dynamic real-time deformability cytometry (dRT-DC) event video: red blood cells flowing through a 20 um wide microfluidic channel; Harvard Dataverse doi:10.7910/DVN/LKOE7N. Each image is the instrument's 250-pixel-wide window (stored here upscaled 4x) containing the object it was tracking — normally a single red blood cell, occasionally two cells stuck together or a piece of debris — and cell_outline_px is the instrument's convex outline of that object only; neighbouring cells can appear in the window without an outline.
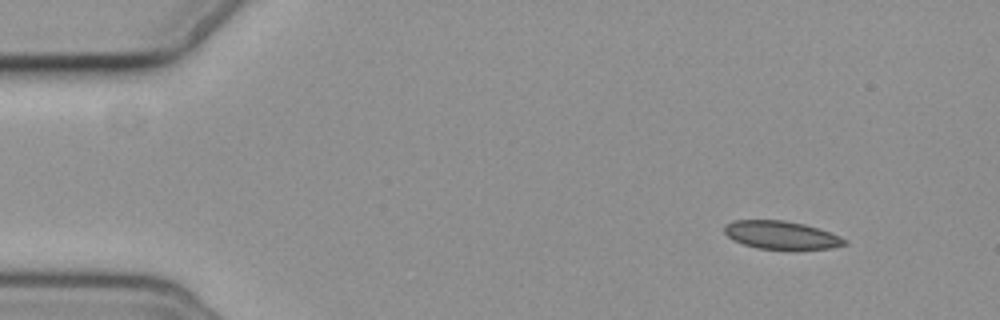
{"species": "common noctule bat (a hibernating species)", "species_latin": "Nyctalus noctula", "temperature_condition": "cold", "stored_images_in_passage": 5, "camera_frame_rate_fps": 3000, "um_per_image_px": 0.085, "animal": {"sex": "female", "body_mass_g": 19.3, "forearm_length_mm": 54.1}, "frame": {"image": 1, "passage_image": 1, "time_ms": 0.0, "image_size_px": [1000, 320], "cell_outline_px": [[848, 244], [832, 248], [796, 252], [756, 248], [732, 240], [724, 232], [724, 224], [732, 220], [784, 220], [804, 224], [840, 236], [848, 240]], "centroid_in_image_um": [66.43, 20.03], "position_along_channel_um": 18.6, "area_um2": 20.52}}
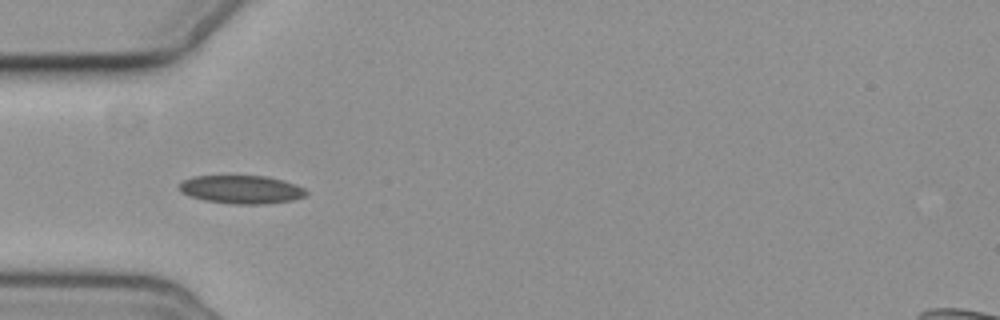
{"frame": {"image": 2, "passage_image": 4, "time_ms": 4.0, "image_size_px": [1000, 320], "cell_outline_px": [[308, 192], [304, 196], [292, 200], [264, 204], [232, 204], [204, 200], [188, 196], [180, 192], [180, 184], [184, 180], [192, 176], [268, 176], [284, 180], [304, 188]], "centroid_in_image_um": [20.51, 16.11], "position_along_channel_um": 64.5, "area_um2": 20.92}}
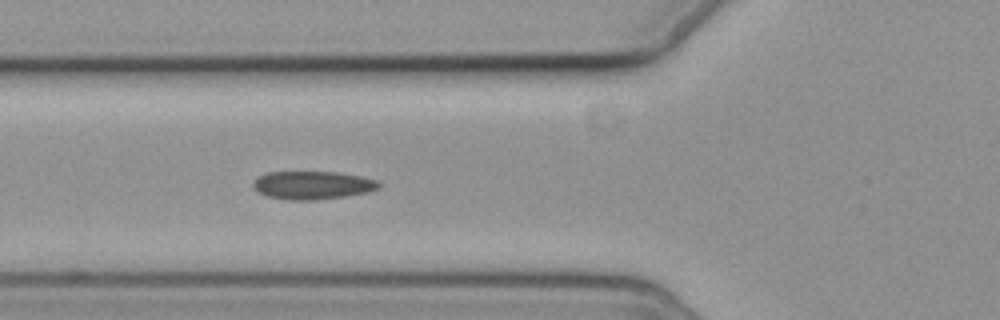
{"frame": {"image": 3, "passage_image": 5, "time_ms": 5.0, "image_size_px": [1000, 320], "cell_outline_px": [[380, 188], [368, 192], [344, 196], [316, 200], [288, 200], [268, 196], [256, 192], [252, 184], [260, 176], [268, 172], [340, 172], [360, 176], [376, 180], [380, 184]], "centroid_in_image_um": [26.57, 15.74], "position_along_channel_um": 99.2, "area_um2": 20.58}}